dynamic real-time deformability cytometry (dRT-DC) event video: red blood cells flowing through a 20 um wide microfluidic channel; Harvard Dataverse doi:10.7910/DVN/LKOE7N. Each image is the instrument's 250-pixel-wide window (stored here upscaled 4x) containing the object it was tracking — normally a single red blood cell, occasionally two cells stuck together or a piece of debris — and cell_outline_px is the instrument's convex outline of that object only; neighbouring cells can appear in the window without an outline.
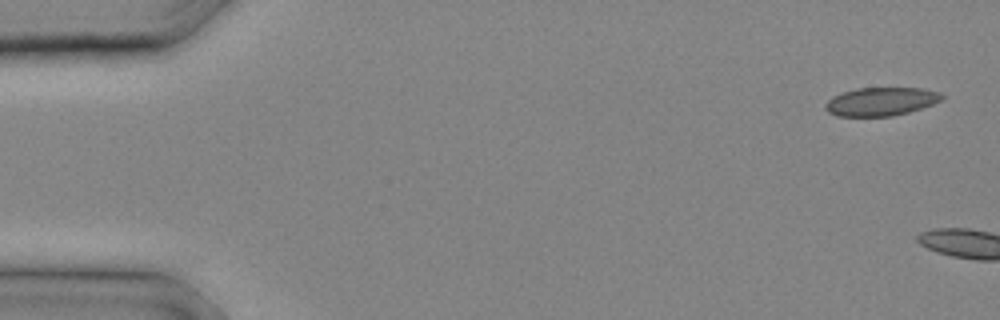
{"species": "common noctule bat (a hibernating species)", "species_latin": "Nyctalus noctula", "temperature_condition": "cold", "stored_images_in_passage": 5, "camera_frame_rate_fps": 3000, "um_per_image_px": 0.085, "animal": {"sex": "male", "body_mass_g": 20.4}, "frame": {"image": 1, "passage_image": 1, "time_ms": 0.0, "image_size_px": [1000, 320], "cell_outline_px": [[944, 96], [940, 100], [932, 104], [908, 112], [892, 116], [836, 116], [828, 112], [824, 108], [824, 104], [832, 96], [856, 88], [924, 88], [940, 92]], "centroid_in_image_um": [74.85, 8.63], "position_along_channel_um": 10.1, "area_um2": 19.25}}